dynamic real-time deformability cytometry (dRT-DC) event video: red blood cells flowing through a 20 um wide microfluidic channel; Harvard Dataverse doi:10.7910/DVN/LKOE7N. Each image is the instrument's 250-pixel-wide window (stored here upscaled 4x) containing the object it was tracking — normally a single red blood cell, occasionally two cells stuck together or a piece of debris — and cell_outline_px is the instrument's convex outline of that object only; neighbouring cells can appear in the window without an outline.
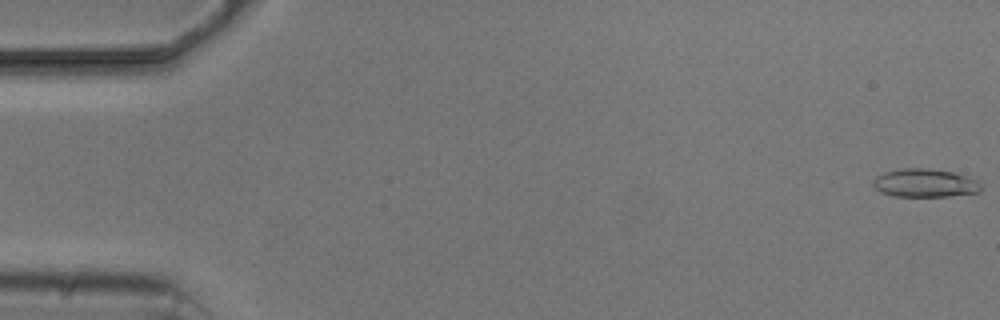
{"species": "common noctule bat (a hibernating species)", "species_latin": "Nyctalus noctula", "temperature_condition": "cold", "stored_images_in_passage": 5, "camera_frame_rate_fps": 3000, "um_per_image_px": 0.085, "animal": {"sex": "male", "body_mass_g": 20.5, "forearm_length_mm": 52.5}, "frame": {"image": 1, "passage_image": 1, "time_ms": 0.0, "image_size_px": [1000, 320], "cell_outline_px": [[980, 192], [948, 196], [896, 196], [880, 192], [872, 184], [872, 180], [876, 176], [884, 172], [900, 168], [928, 168], [952, 172], [976, 180], [980, 184]], "centroid_in_image_um": [78.56, 15.55], "position_along_channel_um": 6.4, "area_um2": 17.69}}
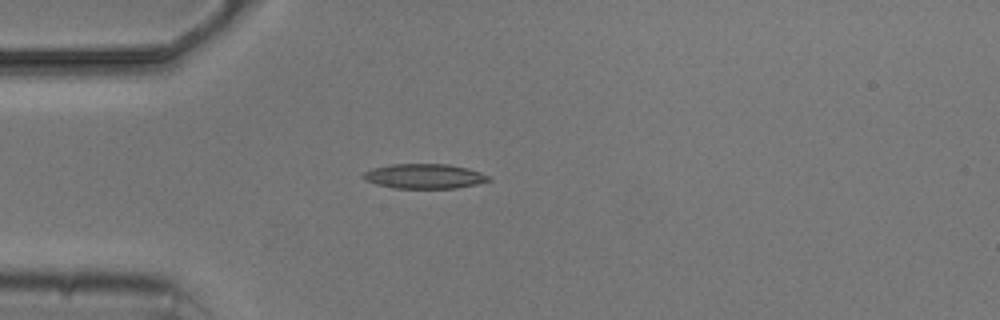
{"frame": {"image": 2, "passage_image": 4, "time_ms": 4.667, "image_size_px": [1000, 320], "cell_outline_px": [[492, 180], [476, 184], [456, 188], [392, 188], [376, 184], [364, 180], [360, 176], [364, 172], [372, 168], [392, 164], [448, 164], [468, 168], [480, 172], [488, 176]], "centroid_in_image_um": [36.03, 14.98], "position_along_channel_um": 49.0, "area_um2": 18.15}}